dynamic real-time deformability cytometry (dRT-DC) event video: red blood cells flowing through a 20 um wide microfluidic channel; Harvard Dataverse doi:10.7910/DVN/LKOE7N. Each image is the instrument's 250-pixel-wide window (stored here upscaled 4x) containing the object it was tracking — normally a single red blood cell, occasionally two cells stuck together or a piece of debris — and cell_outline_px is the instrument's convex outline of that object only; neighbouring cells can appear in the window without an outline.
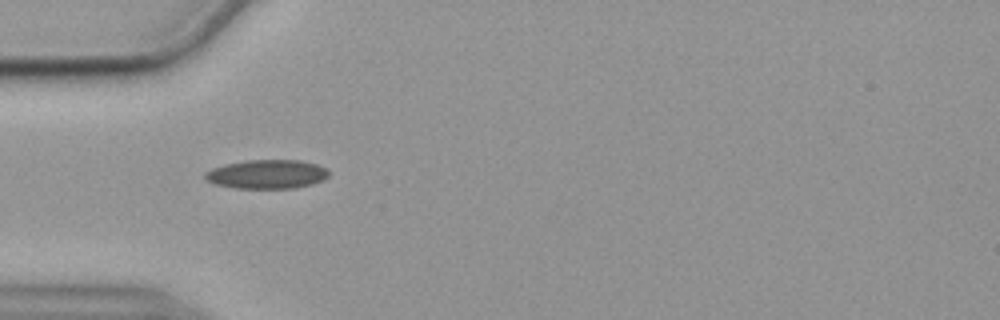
{"species": "common noctule bat (a hibernating species)", "species_latin": "Nyctalus noctula", "temperature_condition": "cold", "stored_images_in_passage": 40, "camera_frame_rate_fps": 3000, "um_per_image_px": 0.085, "animal": {"sex": "female", "body_mass_g": 19.9}, "frame": {"image": 1, "passage_image": 1, "time_ms": 0.0, "image_size_px": [1000, 320], "cell_outline_px": [[328, 176], [312, 184], [292, 188], [236, 188], [216, 184], [208, 180], [204, 176], [204, 172], [212, 168], [228, 164], [248, 160], [300, 160], [316, 164], [328, 168]], "centroid_in_image_um": [22.7, 14.8], "position_along_channel_um": 62.3, "area_um2": 20.63}}
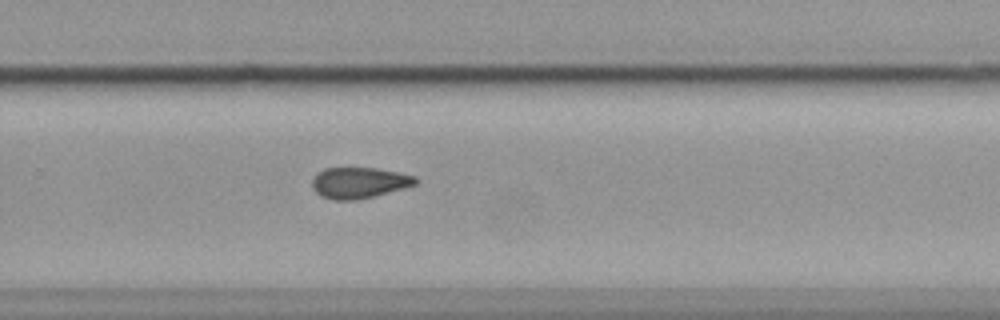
{"frame": {"image": 2, "passage_image": 21, "time_ms": 6.667, "image_size_px": [1000, 320], "cell_outline_px": [[420, 180], [416, 184], [372, 196], [356, 200], [332, 200], [320, 196], [312, 188], [312, 180], [324, 168], [376, 168], [416, 176]], "centroid_in_image_um": [30.51, 15.53], "position_along_channel_um": 299.3, "area_um2": 18.44}}
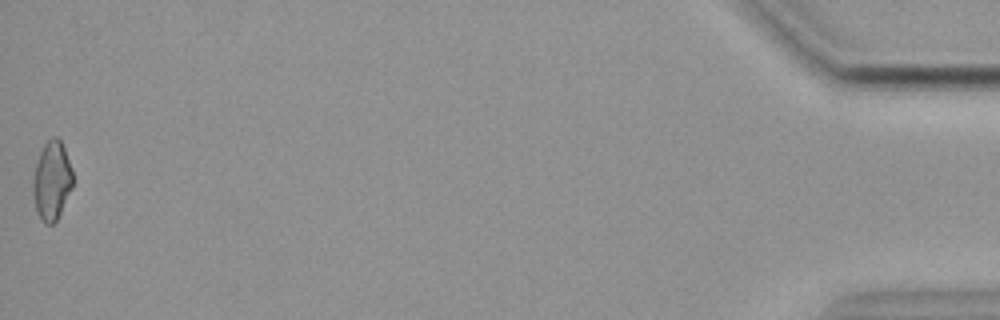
{"frame": {"image": 3, "passage_image": 40, "time_ms": 13.0, "image_size_px": [1000, 320], "cell_outline_px": [[72, 188], [56, 220], [52, 224], [44, 224], [36, 208], [32, 192], [32, 180], [36, 164], [40, 152], [44, 144], [52, 136], [56, 136], [60, 140], [64, 148], [72, 168]], "centroid_in_image_um": [4.4, 15.33], "position_along_channel_um": 430.8, "area_um2": 18.09}, "authors_computed_cell_mechanics": {"area_um2": 18.785, "velocity_mm_per_s": 3.5886, "shape_relaxation_time_tau1_ms": 10.6865, "shape_relaxation_time_tau2_ms": null, "deformation_change_tau1": 0.1629, "deformation_change_tau2": null}}